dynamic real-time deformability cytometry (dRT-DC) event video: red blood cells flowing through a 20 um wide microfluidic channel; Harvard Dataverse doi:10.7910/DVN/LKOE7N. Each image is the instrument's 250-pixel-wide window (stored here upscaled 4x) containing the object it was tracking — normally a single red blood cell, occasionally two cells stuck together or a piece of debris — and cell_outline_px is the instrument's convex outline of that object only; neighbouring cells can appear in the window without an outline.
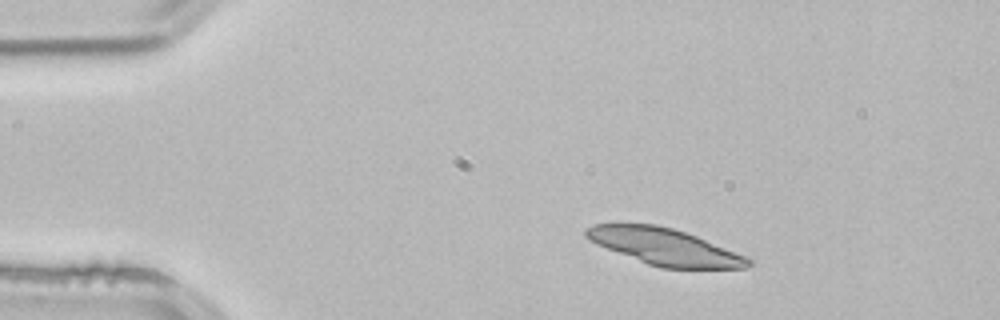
{"species": "common noctule bat (a hibernating species)", "species_latin": "Nyctalus noctula", "temperature_condition": "room temperature", "stored_images_in_passage": 2, "camera_frame_rate_fps": 3000, "um_per_image_px": 0.085, "animal": {"sex": "male", "body_mass_g": 21.5, "forearm_length_mm": 52.0}, "frame": {"image": 1, "passage_image": 1, "time_ms": 0.0, "image_size_px": [1000, 320], "cell_outline_px": [[752, 264], [744, 268], [660, 268], [648, 264], [596, 244], [584, 236], [584, 228], [592, 224], [656, 224], [672, 228], [696, 236], [744, 256], [752, 260]], "centroid_in_image_um": [56.43, 20.96], "position_along_channel_um": 28.6, "area_um2": 34.1}}